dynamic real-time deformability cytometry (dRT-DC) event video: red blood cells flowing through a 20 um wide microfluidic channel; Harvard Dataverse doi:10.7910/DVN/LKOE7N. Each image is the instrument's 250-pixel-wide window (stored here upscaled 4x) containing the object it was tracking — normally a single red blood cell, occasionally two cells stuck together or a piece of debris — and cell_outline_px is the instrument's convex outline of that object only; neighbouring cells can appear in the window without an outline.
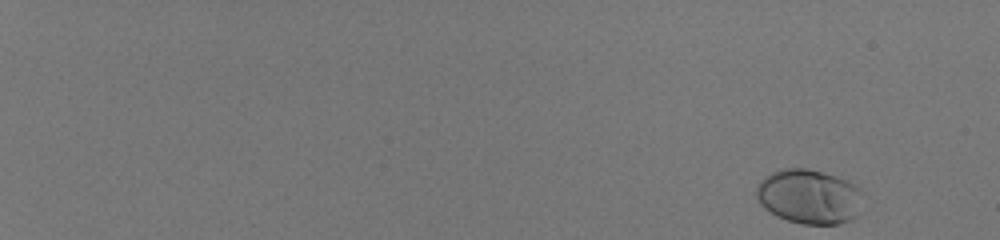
{"species": "human", "species_latin": "Homo sapiens", "temperature_condition": "room temperature", "stored_images_in_passage": 54, "camera_frame_rate_fps": 3000, "um_per_image_px": 0.085, "donor": {"sex": "male"}, "frame": {"image": 1, "passage_image": 1, "time_ms": 0.0, "image_size_px": [1000, 240], "cell_outline_px": [[864, 192], [856, 216], [852, 220], [840, 224], [804, 224], [788, 220], [776, 216], [764, 208], [760, 204], [756, 196], [756, 188], [760, 180], [772, 172], [784, 168], [804, 168], [836, 176], [848, 180], [860, 188]], "centroid_in_image_um": [68.78, 16.71], "position_along_channel_um": 16.2, "area_um2": 34.04}}
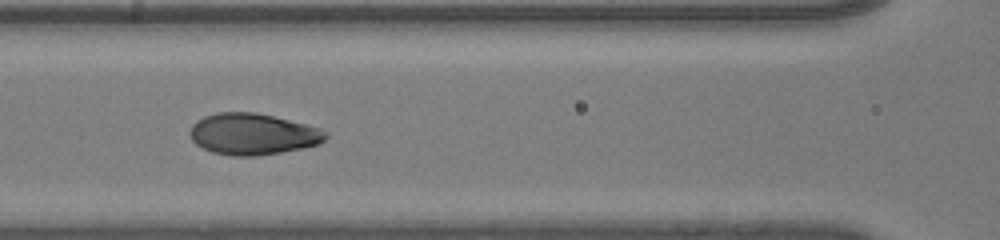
{"frame": {"image": 2, "passage_image": 29, "time_ms": 9.333, "image_size_px": [1000, 240], "cell_outline_px": [[328, 136], [320, 144], [280, 152], [256, 156], [232, 156], [212, 152], [196, 144], [192, 140], [188, 132], [192, 124], [196, 120], [204, 116], [216, 112], [256, 112], [320, 128]], "centroid_in_image_um": [21.43, 11.39], "position_along_channel_um": 145.2, "area_um2": 32.6}}
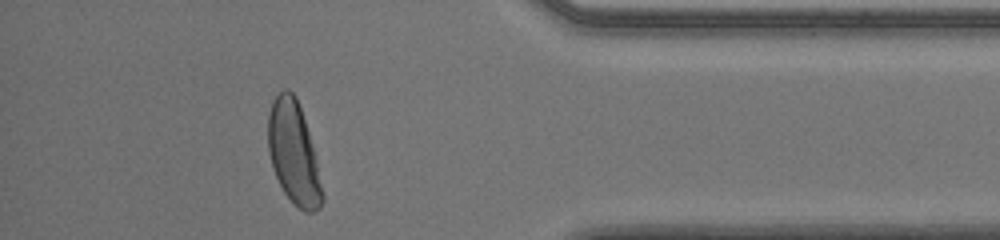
{"frame": {"image": 3, "passage_image": 50, "time_ms": 16.333, "image_size_px": [1000, 240], "cell_outline_px": [[324, 200], [320, 208], [312, 212], [304, 212], [284, 192], [272, 168], [268, 152], [268, 112], [272, 100], [284, 88], [288, 88], [296, 96], [308, 132], [324, 196]], "centroid_in_image_um": [24.93, 12.99], "position_along_channel_um": 410.3, "area_um2": 31.79}, "authors_computed_cell_mechanics": {"area_um2": 32.5414, "velocity_mm_per_s": 4.0228, "shape_relaxation_time_tau1_ms": 3.0622, "shape_relaxation_time_tau2_ms": null, "deformation_change_tau1": 0.174, "deformation_change_tau2": null}}